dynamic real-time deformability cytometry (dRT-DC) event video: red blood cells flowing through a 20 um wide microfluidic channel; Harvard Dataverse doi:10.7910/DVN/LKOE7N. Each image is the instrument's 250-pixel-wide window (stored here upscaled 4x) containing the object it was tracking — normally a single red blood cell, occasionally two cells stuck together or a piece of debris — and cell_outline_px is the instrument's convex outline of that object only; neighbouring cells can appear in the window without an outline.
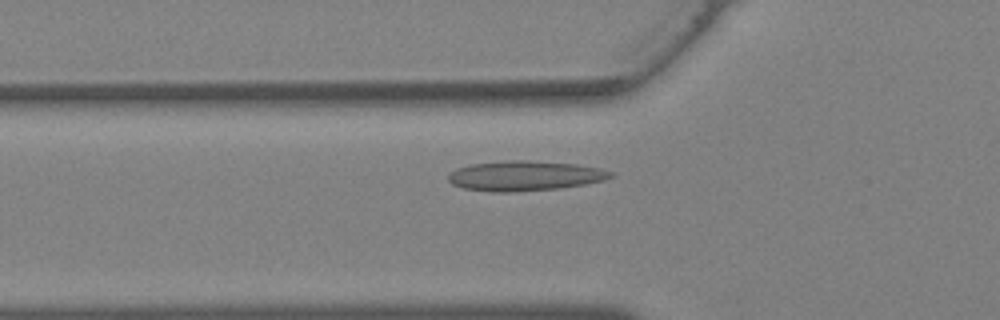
{"species": "Egyptian fruit bat (a non-hibernating species)", "species_latin": "Rousettus aegyptiacus", "temperature_condition": "warm", "stored_images_in_passage": 35, "camera_frame_rate_fps": 3000, "um_per_image_px": 0.085, "animal": {"sex": "female"}, "frame": {"image": 1, "passage_image": 10, "time_ms": 3.0, "image_size_px": [1000, 320], "cell_outline_px": [[616, 176], [604, 180], [584, 184], [560, 188], [512, 192], [492, 192], [464, 188], [452, 184], [448, 180], [448, 176], [456, 168], [472, 164], [504, 160], [528, 160], [576, 164], [600, 168], [616, 172]], "centroid_in_image_um": [44.65, 14.94], "position_along_channel_um": 81.2, "area_um2": 28.5}}
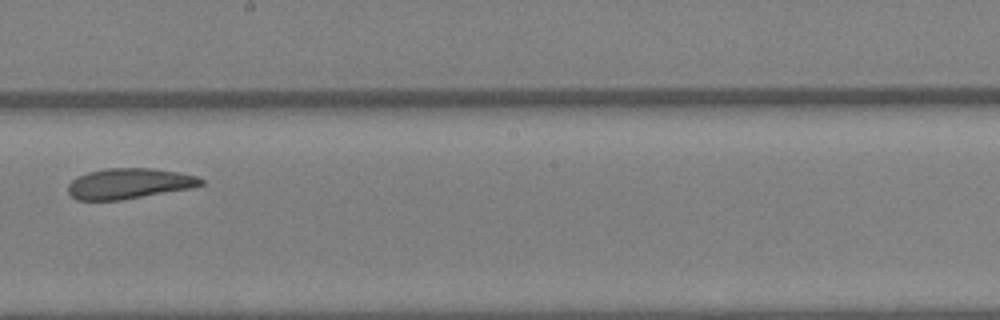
{"frame": {"image": 2, "passage_image": 19, "time_ms": 6.0, "image_size_px": [1000, 320], "cell_outline_px": [[204, 184], [192, 188], [120, 200], [76, 200], [68, 192], [68, 184], [72, 180], [88, 172], [104, 168], [152, 168], [176, 172], [196, 176], [204, 180]], "centroid_in_image_um": [10.97, 15.6], "position_along_channel_um": 237.2, "area_um2": 23.52}}
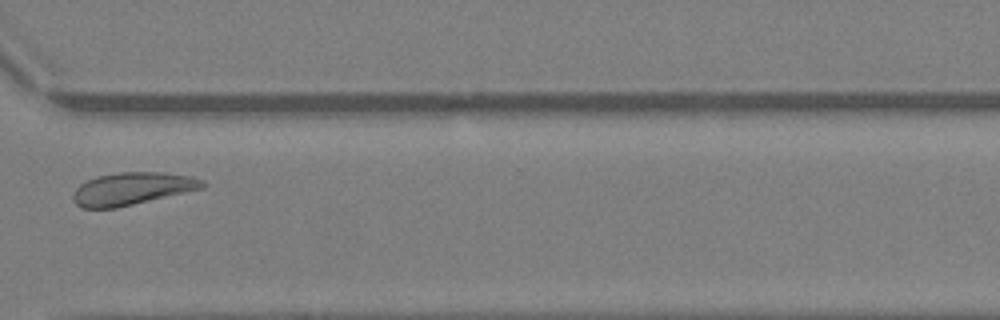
{"frame": {"image": 3, "passage_image": 26, "time_ms": 8.333, "image_size_px": [1000, 320], "cell_outline_px": [[208, 184], [204, 188], [116, 208], [80, 208], [72, 200], [72, 192], [80, 184], [96, 176], [120, 172], [164, 172], [192, 176], [204, 180]], "centroid_in_image_um": [11.24, 16.03], "position_along_channel_um": 359.4, "area_um2": 24.74}}